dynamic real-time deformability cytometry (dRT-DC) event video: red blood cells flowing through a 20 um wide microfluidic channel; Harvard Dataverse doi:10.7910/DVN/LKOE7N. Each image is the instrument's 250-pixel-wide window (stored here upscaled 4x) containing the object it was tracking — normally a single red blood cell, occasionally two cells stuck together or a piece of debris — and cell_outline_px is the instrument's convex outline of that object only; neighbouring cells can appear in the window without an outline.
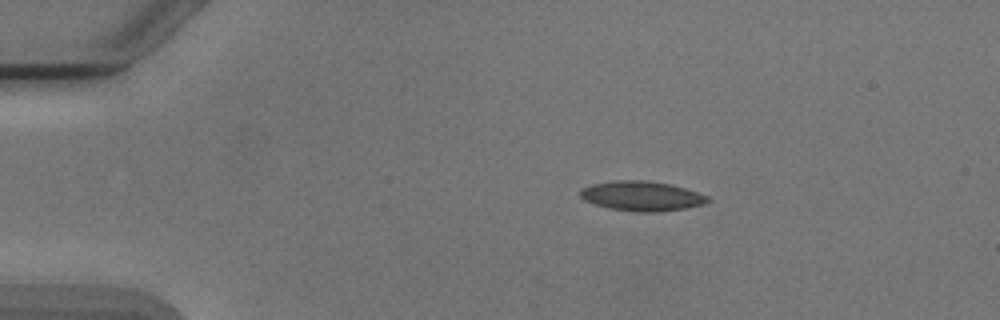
{"species": "Egyptian fruit bat (a non-hibernating species)", "species_latin": "Rousettus aegyptiacus", "temperature_condition": "cold", "stored_images_in_passage": 44, "camera_frame_rate_fps": 3000, "um_per_image_px": 0.085, "animal": {"sex": "male"}, "frame": {"image": 1, "passage_image": 1, "time_ms": 0.0, "image_size_px": [1000, 320], "cell_outline_px": [[712, 200], [704, 204], [688, 208], [660, 212], [636, 212], [608, 208], [584, 200], [580, 196], [580, 188], [592, 184], [616, 180], [644, 180], [672, 184], [708, 196]], "centroid_in_image_um": [54.56, 16.67], "position_along_channel_um": 30.4, "area_um2": 22.25}}
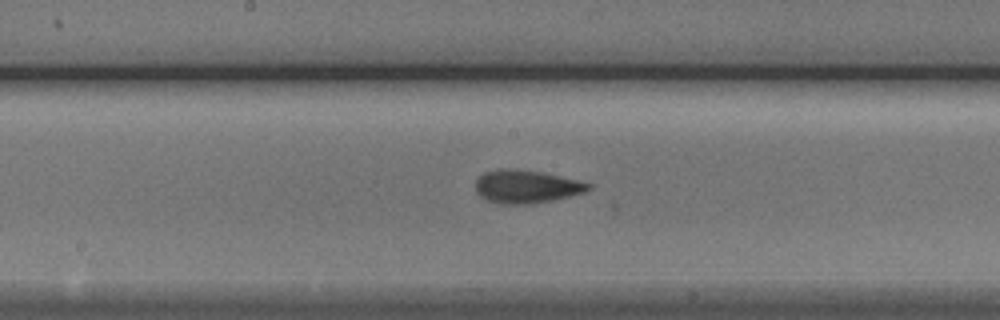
{"frame": {"image": 2, "passage_image": 19, "time_ms": 6.0, "image_size_px": [1000, 320], "cell_outline_px": [[592, 188], [584, 192], [552, 200], [532, 204], [504, 204], [488, 200], [480, 196], [476, 192], [476, 180], [484, 172], [500, 168], [508, 168], [540, 172], [576, 180], [592, 184]], "centroid_in_image_um": [44.71, 15.86], "position_along_channel_um": 203.5, "area_um2": 21.5}}
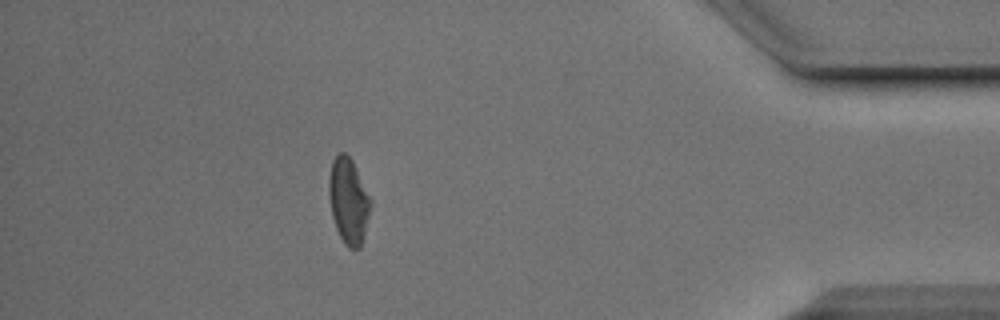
{"frame": {"image": 3, "passage_image": 38, "time_ms": 12.333, "image_size_px": [1000, 320], "cell_outline_px": [[372, 200], [364, 236], [360, 248], [348, 248], [344, 244], [336, 228], [332, 216], [328, 196], [328, 180], [332, 160], [340, 152], [344, 152], [352, 160]], "centroid_in_image_um": [29.61, 17.07], "position_along_channel_um": 405.6, "area_um2": 20.87}, "authors_computed_cell_mechanics": {"area_um2": 21.097, "velocity_mm_per_s": 3.8919, "shape_relaxation_time_tau1_ms": 5.6206, "shape_relaxation_time_tau2_ms": 1.6238, "deformation_change_tau1": 0.1399, "deformation_change_tau2": 0.0717}}